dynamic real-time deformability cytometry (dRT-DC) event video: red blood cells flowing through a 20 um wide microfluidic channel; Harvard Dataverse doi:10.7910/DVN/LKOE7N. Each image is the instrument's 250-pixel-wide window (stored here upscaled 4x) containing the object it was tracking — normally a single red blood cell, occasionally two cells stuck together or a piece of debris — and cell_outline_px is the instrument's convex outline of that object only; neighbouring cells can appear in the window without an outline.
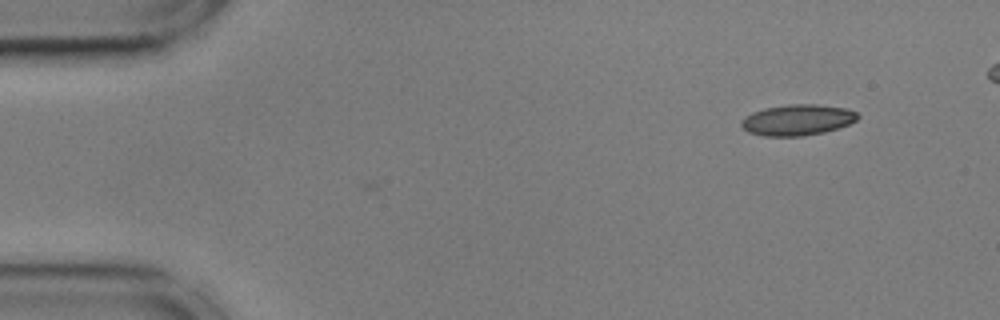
{"species": "common noctule bat (a hibernating species)", "species_latin": "Nyctalus noctula", "temperature_condition": "cold", "stored_images_in_passage": 2, "camera_frame_rate_fps": 3000, "um_per_image_px": 0.085, "animal": {"sex": "male", "body_mass_g": 17.9, "forearm_length_mm": 54.2}, "frame": {"image": 1, "passage_image": 1, "time_ms": 0.0, "image_size_px": [1000, 320], "cell_outline_px": [[860, 116], [856, 120], [848, 124], [824, 132], [804, 136], [764, 136], [748, 132], [740, 124], [740, 120], [744, 116], [752, 112], [764, 108], [788, 104], [816, 104], [848, 108], [856, 112]], "centroid_in_image_um": [67.76, 10.18], "position_along_channel_um": 17.2, "area_um2": 21.1}}